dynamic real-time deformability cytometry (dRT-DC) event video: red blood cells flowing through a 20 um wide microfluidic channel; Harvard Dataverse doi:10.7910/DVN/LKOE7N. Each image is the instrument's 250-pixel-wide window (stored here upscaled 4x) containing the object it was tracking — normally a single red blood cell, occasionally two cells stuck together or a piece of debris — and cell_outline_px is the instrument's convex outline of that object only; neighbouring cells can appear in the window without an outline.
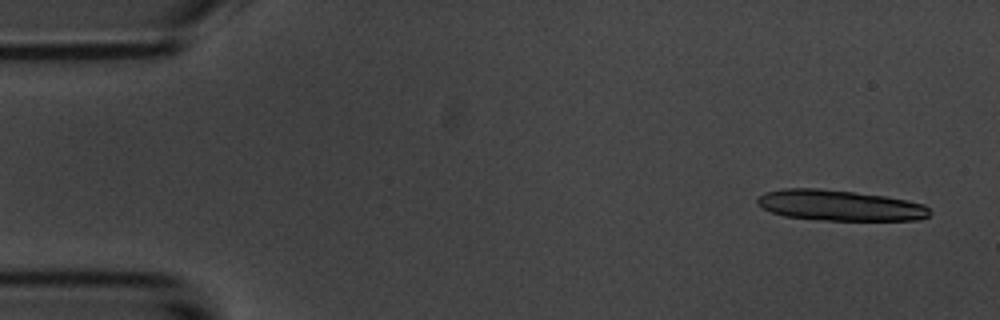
{"species": "common noctule bat (a hibernating species)", "species_latin": "Nyctalus noctula", "temperature_condition": "room temperature", "stored_images_in_passage": 5, "camera_frame_rate_fps": 3000, "um_per_image_px": 0.085, "animal": {"sex": "male", "body_mass_g": 20.1, "forearm_length_mm": 53.5}, "frame": {"image": 1, "passage_image": 1, "time_ms": 0.0, "image_size_px": [1000, 320], "cell_outline_px": [[932, 212], [928, 216], [916, 220], [820, 220], [784, 216], [772, 212], [756, 204], [756, 200], [764, 192], [784, 188], [816, 188], [852, 192], [884, 196], [924, 204]], "centroid_in_image_um": [71.34, 17.46], "position_along_channel_um": 13.7, "area_um2": 30.63}}
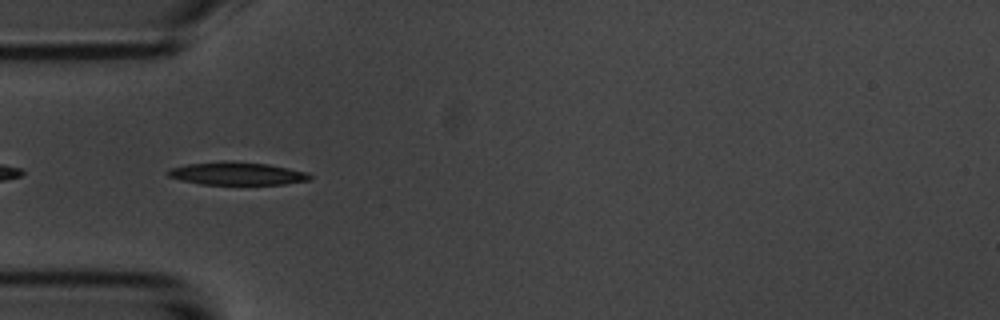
{"frame": {"image": 2, "passage_image": 5, "time_ms": 4.667, "image_size_px": [1000, 320], "cell_outline_px": [[312, 176], [308, 180], [284, 184], [200, 184], [180, 180], [168, 176], [168, 168], [188, 164], [224, 160], [268, 164], [308, 172]], "centroid_in_image_um": [20.12, 14.74], "position_along_channel_um": 64.9, "area_um2": 18.9}}